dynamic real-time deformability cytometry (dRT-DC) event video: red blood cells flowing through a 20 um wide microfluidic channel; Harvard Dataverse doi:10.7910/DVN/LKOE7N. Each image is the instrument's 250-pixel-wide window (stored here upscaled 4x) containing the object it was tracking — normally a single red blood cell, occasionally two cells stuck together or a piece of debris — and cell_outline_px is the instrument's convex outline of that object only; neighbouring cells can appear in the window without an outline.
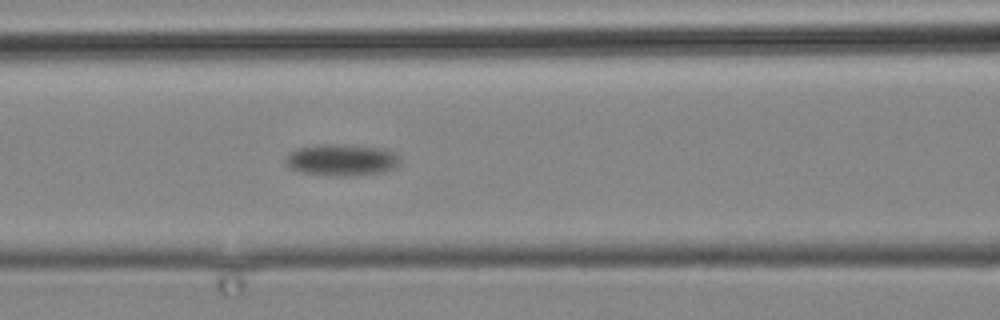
{"species": "common noctule bat (a hibernating species)", "species_latin": "Nyctalus noctula", "temperature_condition": "cold", "stored_images_in_passage": 15, "camera_frame_rate_fps": 3000, "um_per_image_px": 0.085, "animal": {"sex": "male", "body_mass_g": 19.2, "forearm_length_mm": 51.8}, "frame": {"image": 1, "passage_image": 15, "time_ms": 17.333, "image_size_px": [1000, 320], "cell_outline_px": [[400, 164], [396, 168], [384, 172], [348, 176], [328, 176], [300, 172], [288, 168], [284, 164], [284, 160], [288, 152], [296, 148], [332, 144], [340, 144], [380, 148], [396, 152], [400, 156]], "centroid_in_image_um": [29.03, 13.61], "position_along_channel_um": 137.6, "area_um2": 21.5}}